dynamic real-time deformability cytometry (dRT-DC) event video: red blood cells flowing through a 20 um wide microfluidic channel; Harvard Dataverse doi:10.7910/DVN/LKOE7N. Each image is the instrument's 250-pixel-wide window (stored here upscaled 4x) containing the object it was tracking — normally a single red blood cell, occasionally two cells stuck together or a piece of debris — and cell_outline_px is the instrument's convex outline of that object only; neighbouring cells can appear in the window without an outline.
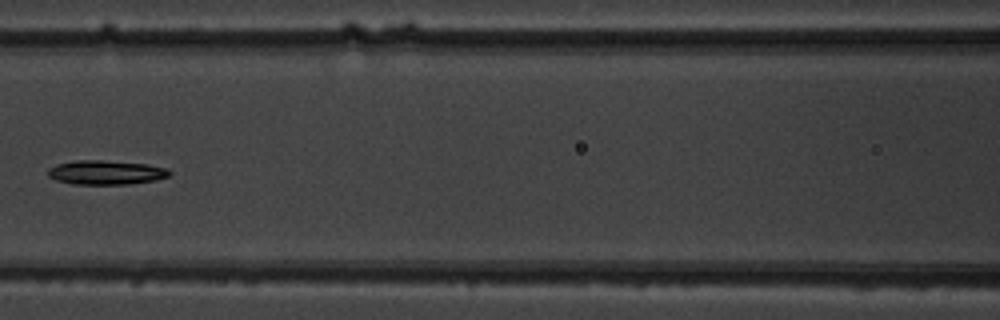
{"species": "common noctule bat (a hibernating species)", "species_latin": "Nyctalus noctula", "temperature_condition": "warm", "stored_images_in_passage": 6, "camera_frame_rate_fps": 3000, "um_per_image_px": 0.085, "animal": {"sex": "male", "body_mass_g": 19.5, "forearm_length_mm": 54.6}, "frame": {"image": 1, "passage_image": 6, "time_ms": 6.667, "image_size_px": [1000, 320], "cell_outline_px": [[172, 172], [168, 176], [156, 180], [128, 184], [72, 184], [56, 180], [48, 176], [48, 168], [56, 164], [76, 160], [104, 160], [148, 164], [168, 168]], "centroid_in_image_um": [9.01, 14.65], "position_along_channel_um": 157.6, "area_um2": 17.28}}